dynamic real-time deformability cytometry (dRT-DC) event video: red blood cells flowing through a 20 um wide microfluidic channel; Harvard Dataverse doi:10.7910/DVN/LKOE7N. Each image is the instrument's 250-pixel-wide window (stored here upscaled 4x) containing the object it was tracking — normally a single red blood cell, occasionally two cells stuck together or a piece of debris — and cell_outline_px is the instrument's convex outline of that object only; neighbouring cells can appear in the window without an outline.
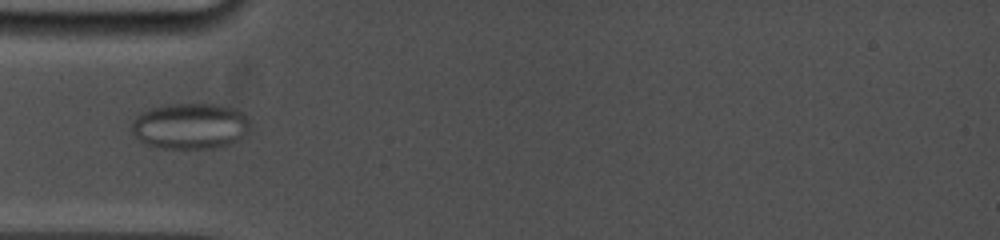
{"species": "common noctule bat (a hibernating species)", "species_latin": "Nyctalus noctula", "temperature_condition": "cold", "stored_images_in_passage": 14, "camera_frame_rate_fps": 5000, "um_per_image_px": 0.085, "animal": {"sex": "female", "body_mass_g": 19.0, "forearm_length_mm": 53.3}, "frame": {"image": 1, "passage_image": 7, "time_ms": 2.4, "image_size_px": [1000, 240], "cell_outline_px": [[248, 128], [244, 136], [228, 144], [216, 148], [156, 148], [144, 144], [132, 132], [132, 120], [140, 112], [152, 108], [168, 104], [224, 104], [236, 108], [244, 112], [248, 116]], "centroid_in_image_um": [16.16, 10.7], "position_along_channel_um": 68.8, "area_um2": 32.02}}